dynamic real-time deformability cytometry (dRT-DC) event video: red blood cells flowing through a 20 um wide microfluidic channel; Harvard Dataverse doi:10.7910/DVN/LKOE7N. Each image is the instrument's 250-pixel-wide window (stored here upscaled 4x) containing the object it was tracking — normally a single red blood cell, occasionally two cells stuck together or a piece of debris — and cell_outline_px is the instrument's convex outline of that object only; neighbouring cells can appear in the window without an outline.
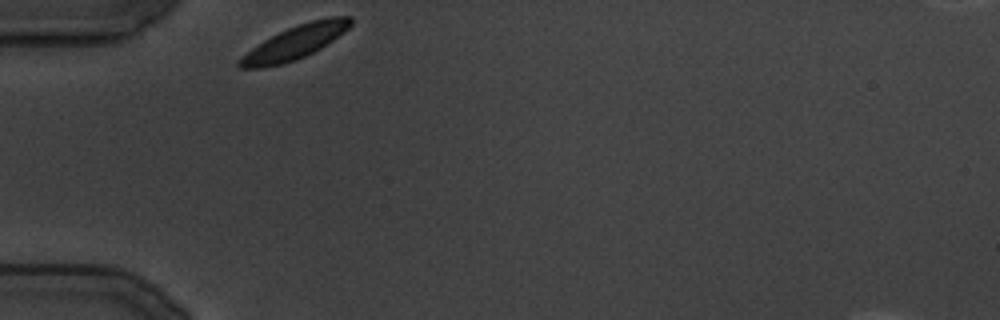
{"species": "common noctule bat (a hibernating species)", "species_latin": "Nyctalus noctula", "temperature_condition": "cold", "stored_images_in_passage": 72, "camera_frame_rate_fps": 3000, "um_per_image_px": 0.085, "animal": {"sex": "male", "body_mass_g": 19.5, "forearm_length_mm": 54.6}, "frame": {"image": 1, "passage_image": 1, "time_ms": 0.0, "image_size_px": [1000, 320], "cell_outline_px": [[352, 24], [344, 32], [320, 48], [296, 60], [280, 64], [260, 68], [240, 68], [236, 64], [252, 48], [264, 40], [288, 28], [312, 20], [328, 16], [352, 16]], "centroid_in_image_um": [25.11, 3.58], "position_along_channel_um": 59.9, "area_um2": 21.15}}
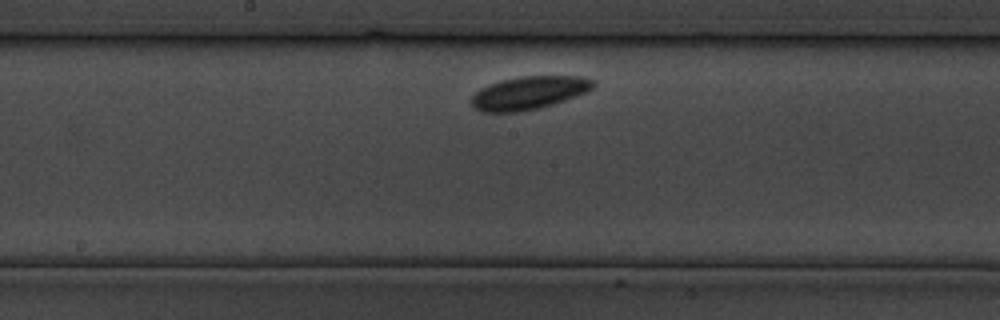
{"frame": {"image": 2, "passage_image": 33, "time_ms": 10.667, "image_size_px": [1000, 320], "cell_outline_px": [[596, 84], [592, 88], [584, 92], [564, 100], [552, 104], [536, 108], [516, 112], [480, 112], [472, 108], [472, 96], [480, 88], [488, 84], [520, 76], [580, 76], [596, 80]], "centroid_in_image_um": [44.93, 7.88], "position_along_channel_um": 203.3, "area_um2": 23.29}}
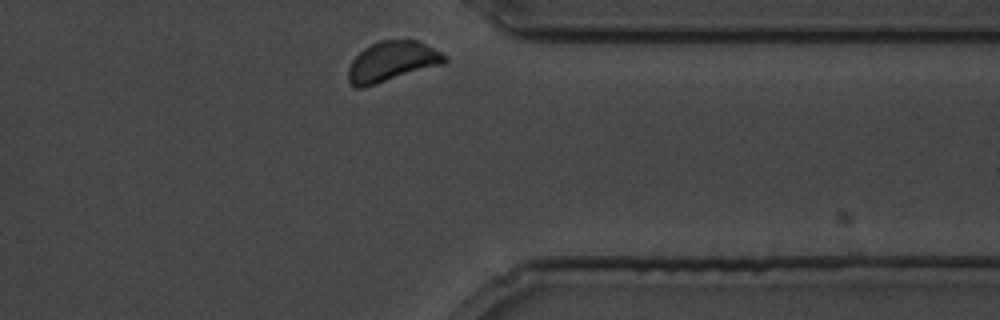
{"frame": {"image": 3, "passage_image": 70, "time_ms": 23.0, "image_size_px": [1000, 320], "cell_outline_px": [[448, 60], [444, 64], [364, 88], [352, 88], [348, 84], [348, 68], [352, 60], [364, 48], [380, 40], [416, 40], [440, 52]], "centroid_in_image_um": [33.27, 5.26], "position_along_channel_um": 378.1, "area_um2": 22.6}}